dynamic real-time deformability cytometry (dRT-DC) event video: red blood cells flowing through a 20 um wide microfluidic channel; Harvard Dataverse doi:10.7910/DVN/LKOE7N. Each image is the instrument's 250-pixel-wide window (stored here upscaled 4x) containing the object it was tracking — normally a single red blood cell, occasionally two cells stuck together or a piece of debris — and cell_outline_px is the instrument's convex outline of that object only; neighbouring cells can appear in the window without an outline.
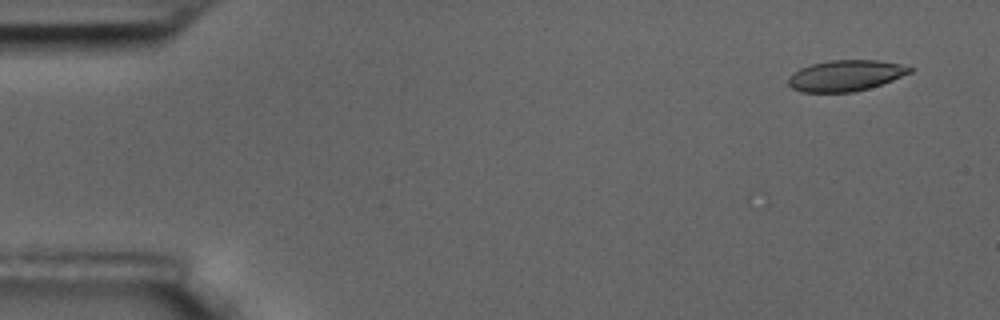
{"species": "common noctule bat (a hibernating species)", "species_latin": "Nyctalus noctula", "temperature_condition": "room temperature", "stored_images_in_passage": 6, "segment_of_instrument_passage": [1, 2], "camera_frame_rate_fps": 3000, "um_per_image_px": 0.085, "animal": {"sex": "male", "body_mass_g": 17.5, "forearm_length_mm": 52.3}, "frame": {"image": 1, "passage_image": 2, "time_ms": 0.333, "image_size_px": [1000, 320], "cell_outline_px": [[912, 72], [892, 80], [868, 88], [852, 92], [800, 92], [792, 88], [788, 84], [788, 76], [800, 68], [812, 64], [832, 60], [880, 60], [900, 64], [912, 68]], "centroid_in_image_um": [71.85, 6.42], "position_along_channel_um": 13.2, "area_um2": 21.79}}
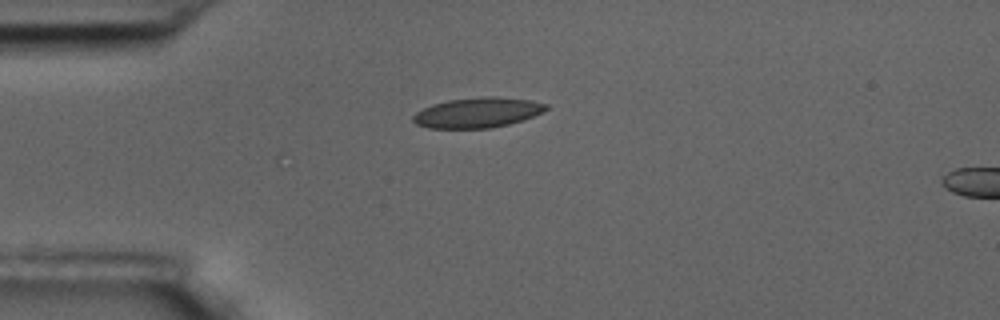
{"frame": {"image": 2, "passage_image": 5, "time_ms": 1.333, "image_size_px": [1000, 320], "cell_outline_px": [[548, 108], [544, 112], [524, 120], [508, 124], [488, 128], [428, 128], [416, 124], [412, 120], [412, 116], [416, 112], [432, 104], [448, 100], [480, 96], [496, 96], [528, 100], [548, 104]], "centroid_in_image_um": [40.59, 9.56], "position_along_channel_um": 44.4, "area_um2": 23.47}}